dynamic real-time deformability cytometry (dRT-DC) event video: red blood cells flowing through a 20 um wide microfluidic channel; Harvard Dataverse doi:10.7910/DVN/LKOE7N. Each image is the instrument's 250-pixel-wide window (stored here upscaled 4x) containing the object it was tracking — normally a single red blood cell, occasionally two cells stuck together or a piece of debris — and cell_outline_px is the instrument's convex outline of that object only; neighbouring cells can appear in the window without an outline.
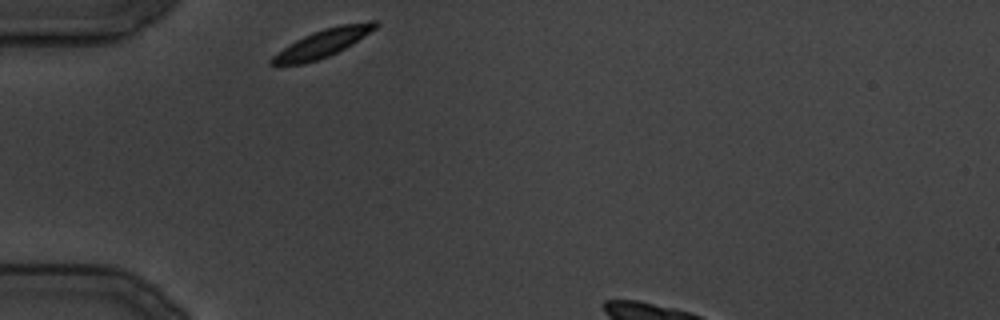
{"species": "common noctule bat (a hibernating species)", "species_latin": "Nyctalus noctula", "temperature_condition": "cold", "stored_images_in_passage": 22, "camera_frame_rate_fps": 3000, "um_per_image_px": 0.085, "animal": {"sex": "male", "body_mass_g": 19.5, "forearm_length_mm": 54.6}, "frame": {"image": 1, "passage_image": 1, "time_ms": 0.0, "image_size_px": [1000, 320], "cell_outline_px": [[380, 24], [376, 28], [352, 44], [328, 56], [304, 64], [268, 64], [268, 60], [272, 56], [296, 40], [312, 32], [324, 28], [340, 24], [372, 20], [376, 20]], "centroid_in_image_um": [27.45, 3.65], "position_along_channel_um": 57.5, "area_um2": 16.65}}
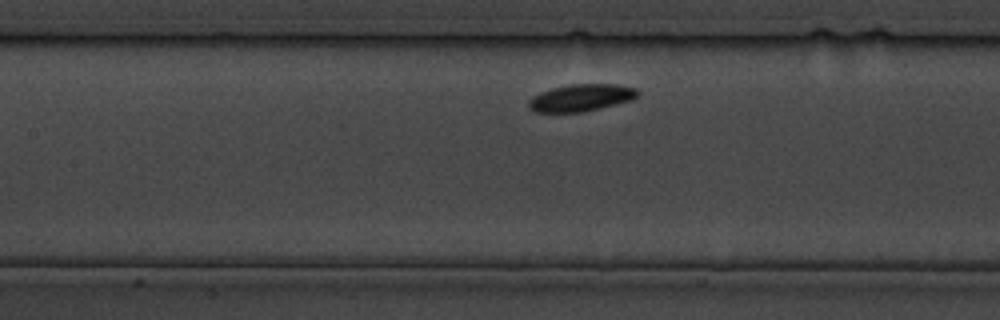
{"frame": {"image": 2, "passage_image": 7, "time_ms": 7.667, "image_size_px": [1000, 320], "cell_outline_px": [[640, 92], [632, 100], [600, 108], [580, 112], [536, 112], [528, 108], [528, 100], [532, 96], [540, 92], [552, 88], [572, 84], [616, 84], [636, 88]], "centroid_in_image_um": [49.37, 8.3], "position_along_channel_um": 158.0, "area_um2": 17.22}}
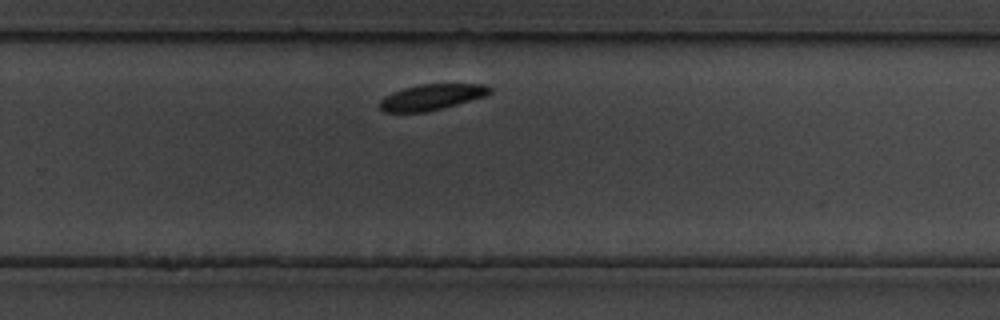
{"frame": {"image": 3, "passage_image": 14, "time_ms": 17.0, "image_size_px": [1000, 320], "cell_outline_px": [[492, 92], [484, 96], [456, 104], [424, 112], [384, 112], [380, 108], [380, 100], [384, 96], [392, 92], [404, 88], [420, 84], [488, 84], [492, 88]], "centroid_in_image_um": [36.68, 8.24], "position_along_channel_um": 293.1, "area_um2": 16.42}}